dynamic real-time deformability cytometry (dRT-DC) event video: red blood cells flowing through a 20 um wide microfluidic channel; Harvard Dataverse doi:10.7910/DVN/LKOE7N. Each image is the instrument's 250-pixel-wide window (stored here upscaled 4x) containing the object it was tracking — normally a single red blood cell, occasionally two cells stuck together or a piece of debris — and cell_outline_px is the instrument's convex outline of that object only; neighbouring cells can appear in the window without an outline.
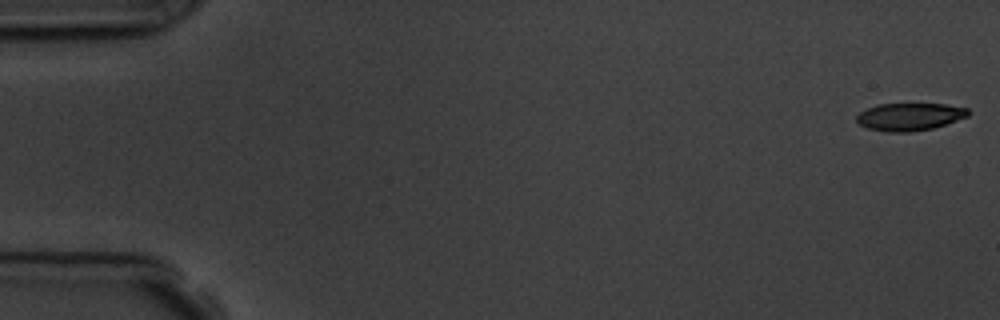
{"species": "common noctule bat (a hibernating species)", "species_latin": "Nyctalus noctula", "temperature_condition": "room temperature", "stored_images_in_passage": 5, "segment_of_instrument_passage": [1, 2], "camera_frame_rate_fps": 3000, "um_per_image_px": 0.085, "animal": {"sex": "male", "body_mass_g": 19.5, "forearm_length_mm": 54.6}, "frame": {"image": 1, "passage_image": 1, "time_ms": 0.0, "image_size_px": [1000, 320], "cell_outline_px": [[968, 116], [932, 128], [908, 132], [888, 132], [868, 128], [860, 124], [856, 120], [856, 116], [860, 112], [876, 104], [948, 104], [968, 108]], "centroid_in_image_um": [77.3, 9.91], "position_along_channel_um": 7.7, "area_um2": 17.74}}
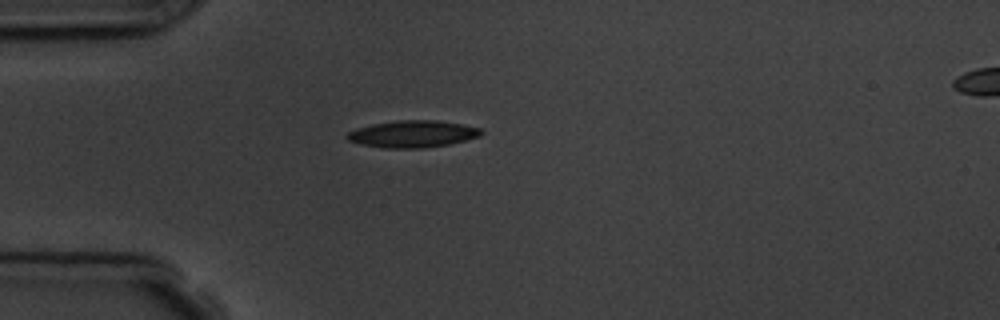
{"frame": {"image": 2, "passage_image": 4, "time_ms": 4.667, "image_size_px": [1000, 320], "cell_outline_px": [[484, 132], [480, 136], [448, 144], [424, 148], [384, 148], [360, 144], [348, 140], [344, 136], [348, 132], [356, 128], [372, 124], [396, 120], [436, 120], [460, 124], [480, 128]], "centroid_in_image_um": [35.03, 11.38], "position_along_channel_um": 50.0, "area_um2": 21.04}}